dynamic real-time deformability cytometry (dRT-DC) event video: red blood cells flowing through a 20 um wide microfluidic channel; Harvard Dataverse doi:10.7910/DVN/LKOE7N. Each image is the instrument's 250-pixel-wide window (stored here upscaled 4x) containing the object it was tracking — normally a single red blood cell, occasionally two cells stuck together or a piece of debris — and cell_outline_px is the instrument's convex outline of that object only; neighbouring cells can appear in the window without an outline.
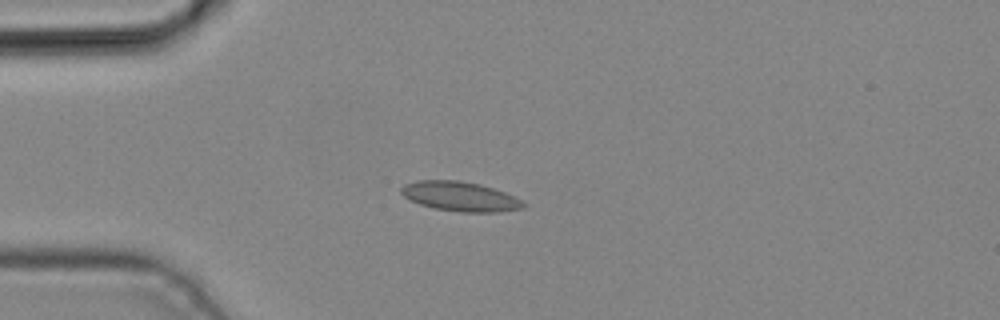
{"species": "common noctule bat (a hibernating species)", "species_latin": "Nyctalus noctula", "temperature_condition": "cold", "stored_images_in_passage": 2, "camera_frame_rate_fps": 3000, "um_per_image_px": 0.085, "animal": {"sex": "male", "body_mass_g": 19.2, "forearm_length_mm": 51.8}, "frame": {"image": 1, "passage_image": 1, "time_ms": 0.0, "image_size_px": [1000, 320], "cell_outline_px": [[524, 208], [500, 212], [460, 212], [432, 208], [420, 204], [404, 196], [400, 192], [400, 188], [404, 184], [416, 180], [460, 180], [480, 184], [504, 192], [520, 200], [524, 204]], "centroid_in_image_um": [39.07, 16.69], "position_along_channel_um": 45.9, "area_um2": 20.98}}